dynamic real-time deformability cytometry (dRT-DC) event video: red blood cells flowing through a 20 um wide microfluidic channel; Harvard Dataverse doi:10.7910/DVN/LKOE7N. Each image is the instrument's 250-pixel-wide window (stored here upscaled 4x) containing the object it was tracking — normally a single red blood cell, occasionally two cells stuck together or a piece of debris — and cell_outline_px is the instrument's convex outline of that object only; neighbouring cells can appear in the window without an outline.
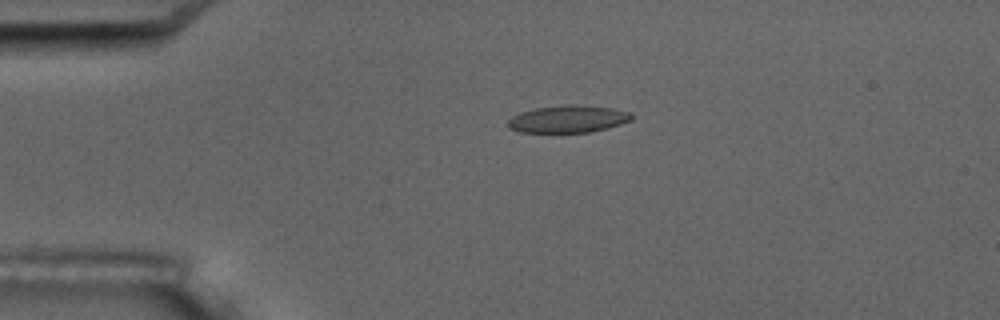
{"species": "common noctule bat (a hibernating species)", "species_latin": "Nyctalus noctula", "temperature_condition": "room temperature", "stored_images_in_passage": 5, "camera_frame_rate_fps": 3000, "um_per_image_px": 0.085, "animal": {"sex": "male", "body_mass_g": 17.5, "forearm_length_mm": 52.3}, "frame": {"image": 1, "passage_image": 3, "time_ms": 2.333, "image_size_px": [1000, 320], "cell_outline_px": [[632, 120], [608, 128], [588, 132], [520, 132], [508, 128], [508, 120], [512, 116], [520, 112], [536, 108], [568, 104], [576, 104], [612, 108], [632, 112]], "centroid_in_image_um": [48.29, 10.11], "position_along_channel_um": 36.7, "area_um2": 19.71}}
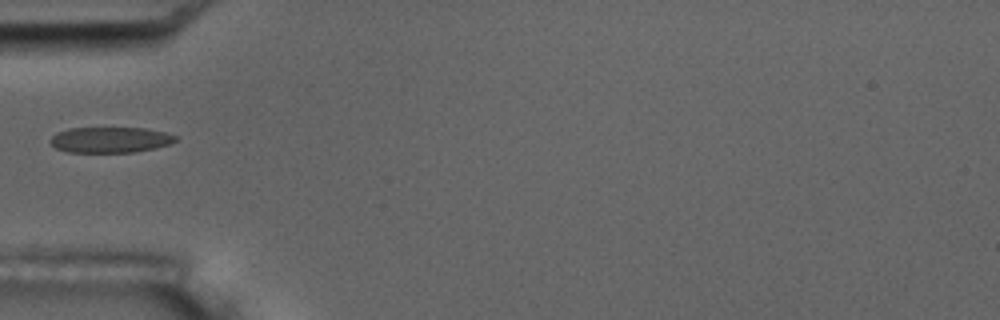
{"frame": {"image": 2, "passage_image": 5, "time_ms": 4.333, "image_size_px": [1000, 320], "cell_outline_px": [[176, 140], [168, 144], [156, 148], [132, 152], [68, 152], [56, 148], [48, 140], [56, 132], [68, 128], [144, 128], [164, 132], [176, 136]], "centroid_in_image_um": [9.32, 11.88], "position_along_channel_um": 75.7, "area_um2": 18.67}}